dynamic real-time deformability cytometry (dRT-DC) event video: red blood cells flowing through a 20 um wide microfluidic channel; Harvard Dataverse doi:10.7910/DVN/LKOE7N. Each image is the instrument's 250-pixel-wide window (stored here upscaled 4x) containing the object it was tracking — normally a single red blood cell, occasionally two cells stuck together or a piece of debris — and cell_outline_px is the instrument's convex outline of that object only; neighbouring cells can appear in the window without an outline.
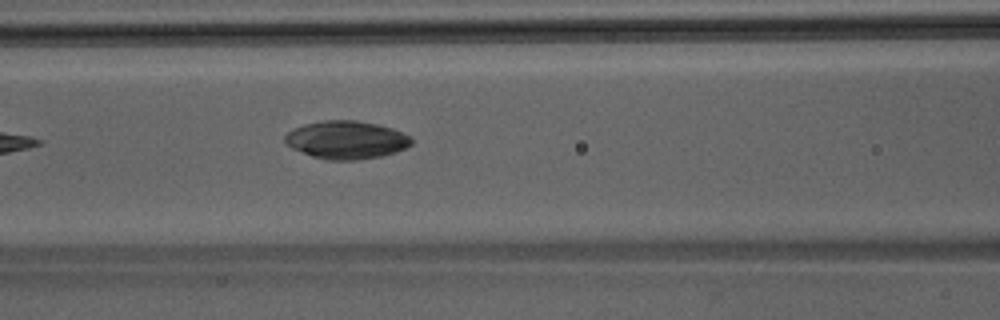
{"species": "Egyptian fruit bat (a non-hibernating species)", "species_latin": "Rousettus aegyptiacus", "temperature_condition": "room temperature", "stored_images_in_passage": 5, "camera_frame_rate_fps": 3000, "um_per_image_px": 0.085, "animal": {"sex": "male"}, "frame": {"image": 1, "passage_image": 5, "time_ms": 1.333, "image_size_px": [1000, 320], "cell_outline_px": [[412, 144], [396, 152], [380, 156], [356, 160], [328, 160], [312, 156], [292, 148], [284, 140], [284, 136], [292, 128], [304, 124], [324, 120], [356, 120], [376, 124], [392, 128], [408, 136], [412, 140]], "centroid_in_image_um": [29.41, 11.88], "position_along_channel_um": 137.2, "area_um2": 27.86}}